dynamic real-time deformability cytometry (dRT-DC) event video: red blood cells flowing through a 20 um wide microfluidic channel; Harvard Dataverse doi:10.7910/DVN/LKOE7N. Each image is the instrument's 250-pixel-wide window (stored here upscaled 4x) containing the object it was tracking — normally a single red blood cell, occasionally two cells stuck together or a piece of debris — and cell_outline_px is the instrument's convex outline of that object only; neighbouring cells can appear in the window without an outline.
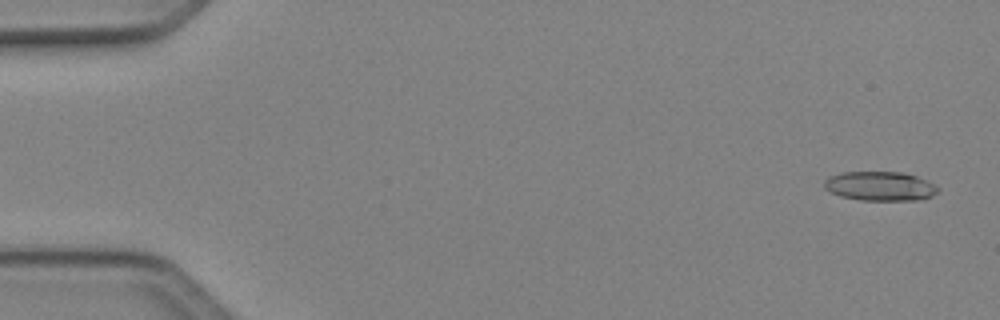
{"species": "Egyptian fruit bat (a non-hibernating species)", "species_latin": "Rousettus aegyptiacus", "temperature_condition": "cold", "stored_images_in_passage": 48, "camera_frame_rate_fps": 3000, "um_per_image_px": 0.085, "animal": {"sex": "female"}, "frame": {"image": 1, "passage_image": 1, "time_ms": 0.0, "image_size_px": [1000, 320], "cell_outline_px": [[940, 188], [932, 196], [920, 200], [860, 200], [840, 196], [824, 188], [824, 180], [828, 176], [840, 172], [904, 172], [916, 176]], "centroid_in_image_um": [74.77, 15.82], "position_along_channel_um": 10.2, "area_um2": 19.36}}
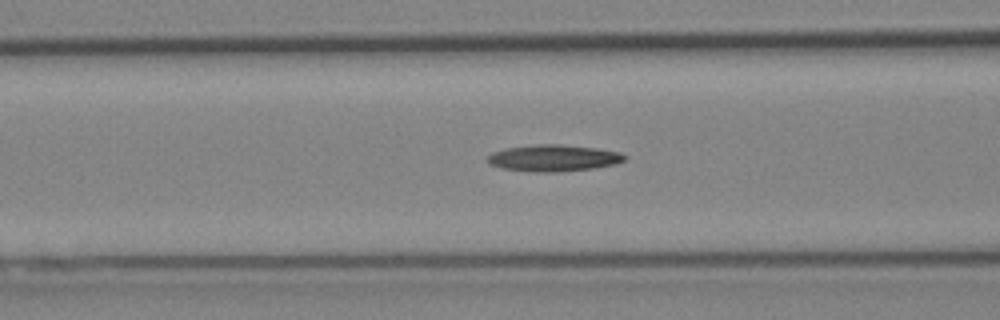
{"frame": {"image": 2, "passage_image": 19, "time_ms": 6.0, "image_size_px": [1000, 320], "cell_outline_px": [[628, 156], [624, 160], [616, 164], [592, 168], [556, 172], [536, 172], [500, 168], [488, 164], [484, 160], [492, 152], [504, 148], [540, 144], [560, 144], [596, 148], [620, 152]], "centroid_in_image_um": [47.0, 13.43], "position_along_channel_um": 119.6, "area_um2": 21.39}}
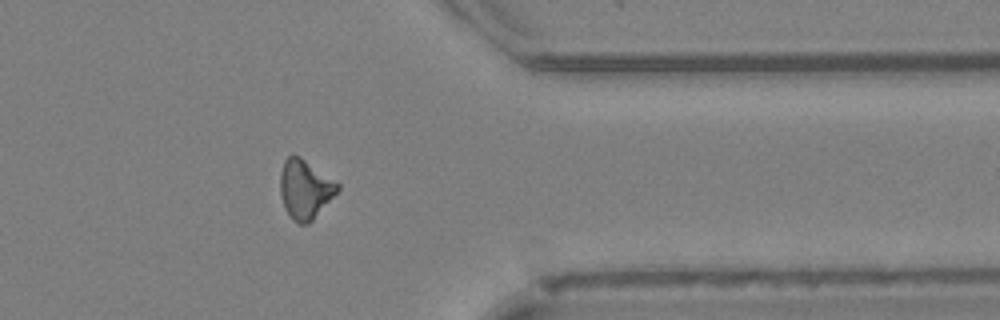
{"frame": {"image": 3, "passage_image": 39, "time_ms": 12.667, "image_size_px": [1000, 320], "cell_outline_px": [[340, 188], [312, 220], [308, 224], [300, 224], [292, 220], [284, 208], [280, 192], [280, 172], [284, 160], [292, 152], [300, 156], [340, 184]], "centroid_in_image_um": [25.89, 16.06], "position_along_channel_um": 385.5, "area_um2": 19.77}}